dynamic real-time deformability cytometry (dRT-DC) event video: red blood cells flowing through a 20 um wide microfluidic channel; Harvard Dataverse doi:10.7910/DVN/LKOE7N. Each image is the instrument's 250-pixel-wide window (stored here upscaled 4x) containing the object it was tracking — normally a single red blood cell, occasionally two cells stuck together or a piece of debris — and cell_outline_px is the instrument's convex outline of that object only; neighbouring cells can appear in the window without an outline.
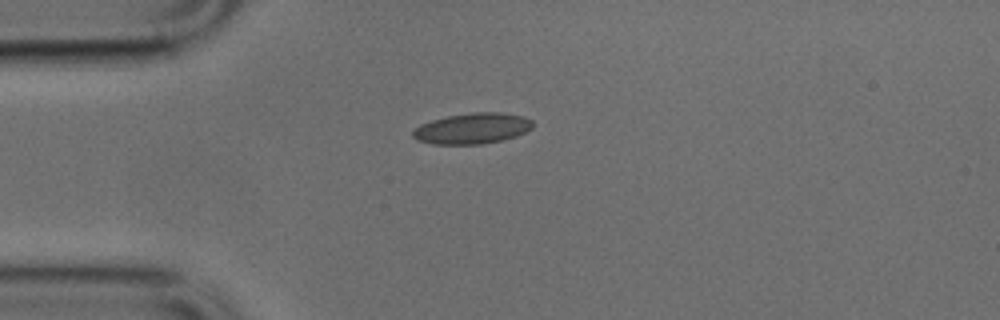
{"species": "common noctule bat (a hibernating species)", "species_latin": "Nyctalus noctula", "temperature_condition": "cold", "stored_images_in_passage": 39, "camera_frame_rate_fps": 3000, "um_per_image_px": 0.085, "animal": {"sex": "male", "body_mass_g": 17.9, "forearm_length_mm": 54.2}, "frame": {"image": 1, "passage_image": 1, "time_ms": 0.0, "image_size_px": [1000, 320], "cell_outline_px": [[532, 128], [516, 136], [504, 140], [480, 144], [432, 144], [416, 140], [412, 136], [412, 132], [420, 124], [432, 120], [448, 116], [472, 112], [500, 112], [524, 116], [532, 120]], "centroid_in_image_um": [40.14, 10.92], "position_along_channel_um": 44.9, "area_um2": 21.56}}
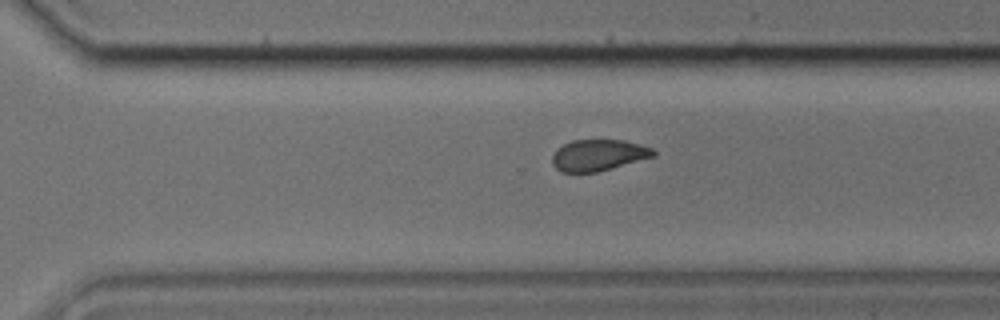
{"frame": {"image": 2, "passage_image": 23, "time_ms": 7.333, "image_size_px": [1000, 320], "cell_outline_px": [[656, 156], [596, 172], [560, 172], [552, 164], [552, 156], [556, 148], [572, 140], [624, 140], [640, 144], [652, 148], [656, 152]], "centroid_in_image_um": [50.85, 13.18], "position_along_channel_um": 319.7, "area_um2": 18.5}}
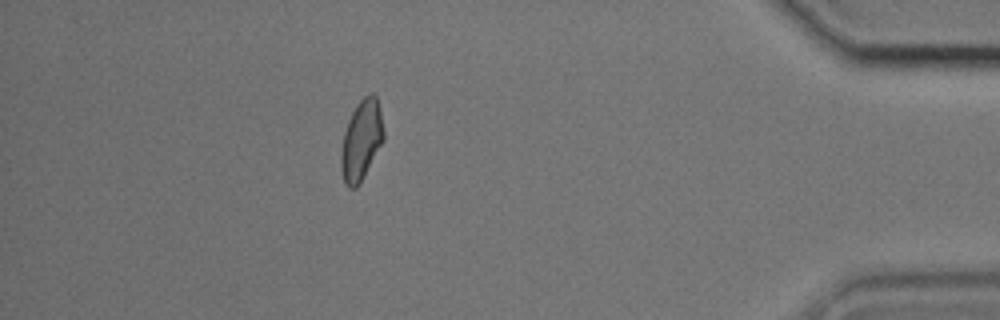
{"frame": {"image": 3, "passage_image": 33, "time_ms": 10.667, "image_size_px": [1000, 320], "cell_outline_px": [[384, 140], [360, 184], [356, 188], [348, 188], [344, 184], [340, 168], [340, 152], [344, 132], [348, 120], [356, 104], [364, 96], [372, 92], [376, 96], [380, 108], [384, 132]], "centroid_in_image_um": [30.7, 11.94], "position_along_channel_um": 404.5, "area_um2": 20.23}}